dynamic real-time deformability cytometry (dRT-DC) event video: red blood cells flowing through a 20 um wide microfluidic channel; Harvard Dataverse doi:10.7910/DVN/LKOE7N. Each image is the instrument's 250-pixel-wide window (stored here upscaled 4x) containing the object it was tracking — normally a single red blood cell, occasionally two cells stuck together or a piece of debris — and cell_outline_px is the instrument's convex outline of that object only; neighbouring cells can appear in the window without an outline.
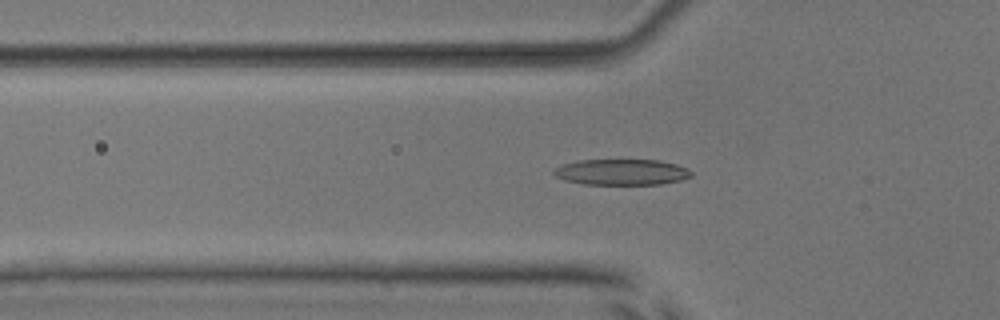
{"species": "common noctule bat (a hibernating species)", "species_latin": "Nyctalus noctula", "temperature_condition": "room temperature", "stored_images_in_passage": 35, "camera_frame_rate_fps": 3000, "um_per_image_px": 0.085, "animal": {"sex": "male", "body_mass_g": 17.9, "forearm_length_mm": 54.2}, "frame": {"image": 1, "passage_image": 18, "time_ms": 5.667, "image_size_px": [1000, 320], "cell_outline_px": [[692, 176], [680, 180], [660, 184], [584, 184], [564, 180], [556, 176], [552, 172], [556, 168], [564, 164], [576, 160], [660, 160], [676, 164], [688, 168], [692, 172]], "centroid_in_image_um": [52.85, 14.62], "position_along_channel_um": 72.9, "area_um2": 20.69}}
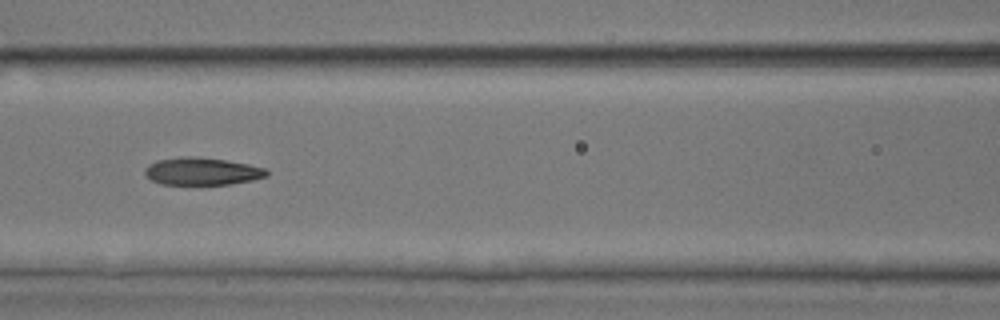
{"frame": {"image": 2, "passage_image": 24, "time_ms": 7.667, "image_size_px": [1000, 320], "cell_outline_px": [[268, 176], [252, 180], [228, 184], [160, 184], [144, 176], [144, 168], [148, 164], [156, 160], [180, 156], [192, 156], [224, 160], [248, 164], [268, 168]], "centroid_in_image_um": [17.14, 14.55], "position_along_channel_um": 149.5, "area_um2": 19.65}}
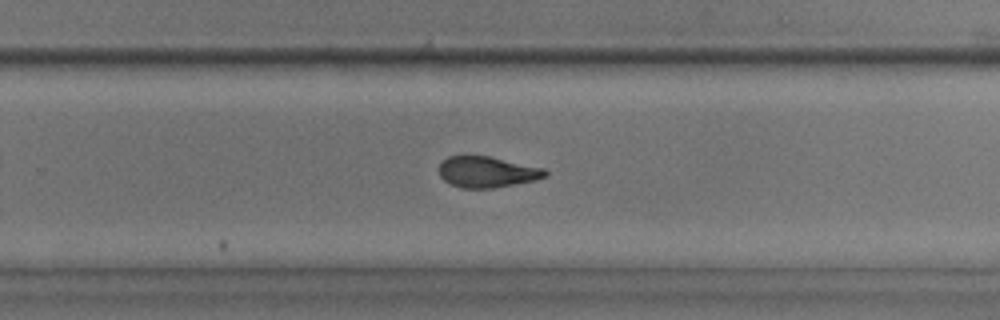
{"frame": {"image": 3, "passage_image": 35, "time_ms": 11.333, "image_size_px": [1000, 320], "cell_outline_px": [[548, 176], [536, 180], [492, 188], [460, 188], [444, 180], [440, 176], [440, 164], [448, 156], [488, 156], [544, 168], [548, 172]], "centroid_in_image_um": [41.43, 14.62], "position_along_channel_um": 288.4, "area_um2": 19.02}}